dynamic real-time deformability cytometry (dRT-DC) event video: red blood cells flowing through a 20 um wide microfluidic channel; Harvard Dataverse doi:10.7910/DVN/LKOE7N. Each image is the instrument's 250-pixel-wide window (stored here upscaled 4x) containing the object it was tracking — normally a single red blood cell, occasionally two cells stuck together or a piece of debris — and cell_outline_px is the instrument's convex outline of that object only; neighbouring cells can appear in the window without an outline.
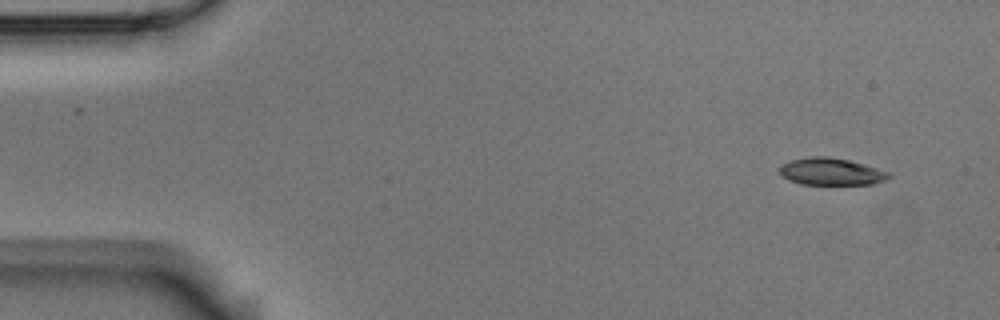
{"species": "Egyptian fruit bat (a non-hibernating species)", "species_latin": "Rousettus aegyptiacus", "temperature_condition": "room temperature", "stored_images_in_passage": 2, "camera_frame_rate_fps": 3000, "um_per_image_px": 0.085, "animal": {"sex": "male"}, "frame": {"image": 1, "passage_image": 2, "time_ms": 0.333, "image_size_px": [1000, 320], "cell_outline_px": [[892, 176], [888, 180], [872, 184], [800, 184], [788, 180], [780, 172], [780, 164], [792, 160], [808, 156], [828, 156], [848, 160], [864, 164], [888, 172]], "centroid_in_image_um": [70.65, 14.58], "position_along_channel_um": 14.3, "area_um2": 17.28}}